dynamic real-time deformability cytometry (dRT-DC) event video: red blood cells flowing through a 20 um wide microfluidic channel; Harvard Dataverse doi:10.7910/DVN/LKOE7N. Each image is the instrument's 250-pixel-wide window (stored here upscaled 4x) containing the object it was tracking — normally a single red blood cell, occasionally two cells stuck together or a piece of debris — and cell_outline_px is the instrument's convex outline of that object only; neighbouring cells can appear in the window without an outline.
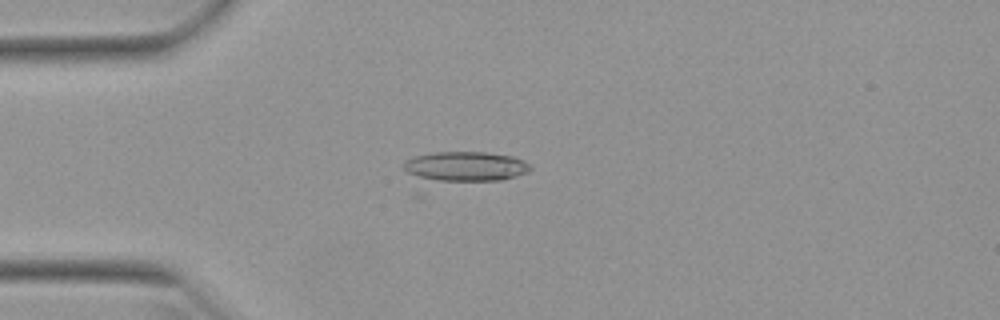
{"species": "Egyptian fruit bat (a non-hibernating species)", "species_latin": "Rousettus aegyptiacus", "temperature_condition": "warm", "stored_images_in_passage": 18, "camera_frame_rate_fps": 3000, "um_per_image_px": 0.085, "animal": {"sex": "female"}, "frame": {"image": 1, "passage_image": 4, "time_ms": 1.0, "image_size_px": [1000, 320], "cell_outline_px": [[532, 168], [528, 172], [516, 176], [500, 180], [424, 180], [408, 172], [404, 168], [404, 160], [416, 156], [432, 152], [488, 152], [512, 156], [524, 160]], "centroid_in_image_um": [39.58, 14.13], "position_along_channel_um": 45.4, "area_um2": 21.79}}
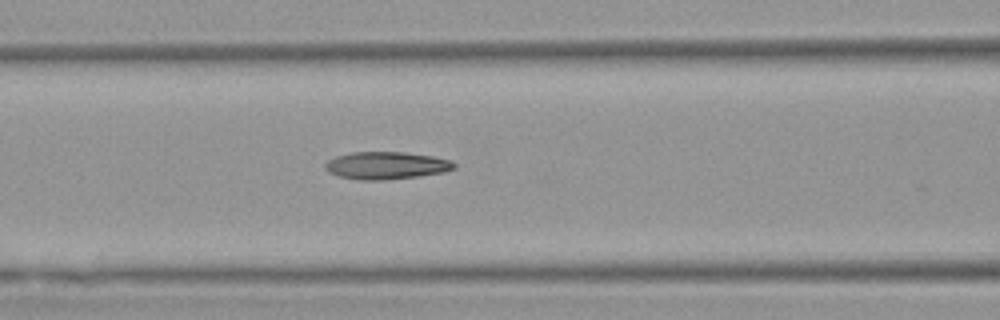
{"frame": {"image": 2, "passage_image": 12, "time_ms": 3.667, "image_size_px": [1000, 320], "cell_outline_px": [[456, 168], [444, 172], [416, 176], [384, 180], [360, 180], [340, 176], [328, 172], [324, 168], [324, 164], [328, 160], [336, 156], [352, 152], [404, 152], [432, 156], [448, 160], [456, 164]], "centroid_in_image_um": [32.8, 14.06], "position_along_channel_um": 133.8, "area_um2": 20.52}}
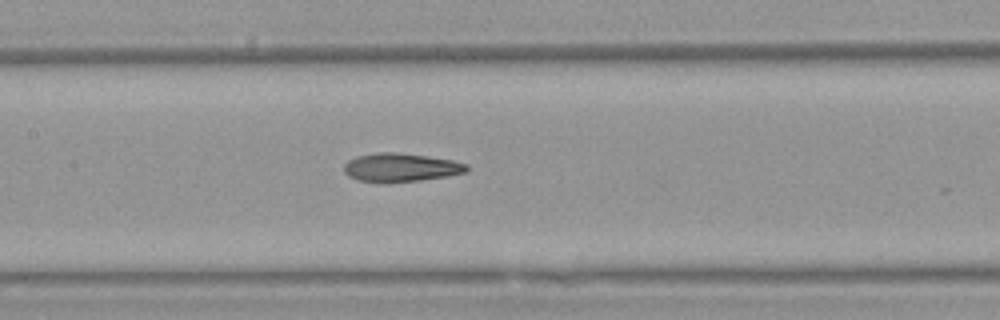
{"frame": {"image": 3, "passage_image": 15, "time_ms": 4.667, "image_size_px": [1000, 320], "cell_outline_px": [[468, 172], [420, 180], [388, 184], [380, 184], [356, 180], [348, 176], [344, 172], [344, 164], [348, 160], [356, 156], [380, 152], [396, 152], [428, 156], [452, 160], [468, 164]], "centroid_in_image_um": [34.01, 14.25], "position_along_channel_um": 173.4, "area_um2": 20.81}}